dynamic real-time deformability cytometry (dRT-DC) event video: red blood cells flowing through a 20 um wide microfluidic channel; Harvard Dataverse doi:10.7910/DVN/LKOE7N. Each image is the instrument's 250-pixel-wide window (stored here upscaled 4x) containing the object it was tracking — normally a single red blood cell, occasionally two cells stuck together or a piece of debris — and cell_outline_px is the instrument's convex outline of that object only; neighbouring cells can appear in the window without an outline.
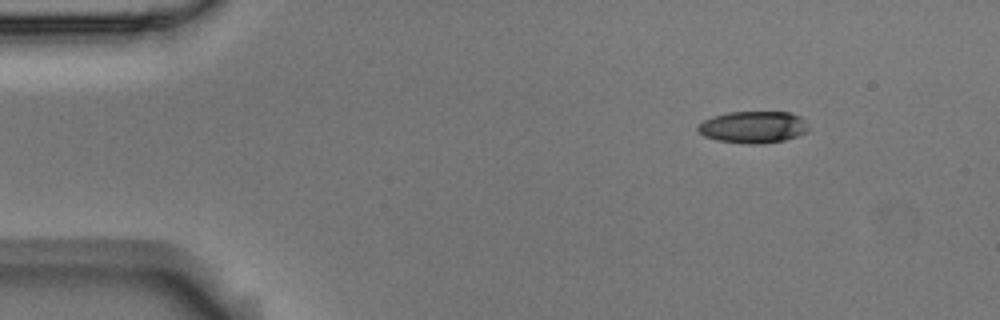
{"species": "Egyptian fruit bat (a non-hibernating species)", "species_latin": "Rousettus aegyptiacus", "temperature_condition": "room temperature", "stored_images_in_passage": 9, "camera_frame_rate_fps": 3000, "um_per_image_px": 0.085, "animal": {"sex": "male"}, "frame": {"image": 1, "passage_image": 1, "time_ms": 0.0, "image_size_px": [1000, 320], "cell_outline_px": [[808, 128], [804, 132], [796, 136], [784, 140], [760, 144], [748, 144], [716, 140], [704, 136], [696, 128], [696, 124], [704, 120], [728, 112], [788, 112], [800, 116], [804, 120]], "centroid_in_image_um": [63.98, 10.8], "position_along_channel_um": 21.0, "area_um2": 20.4}}
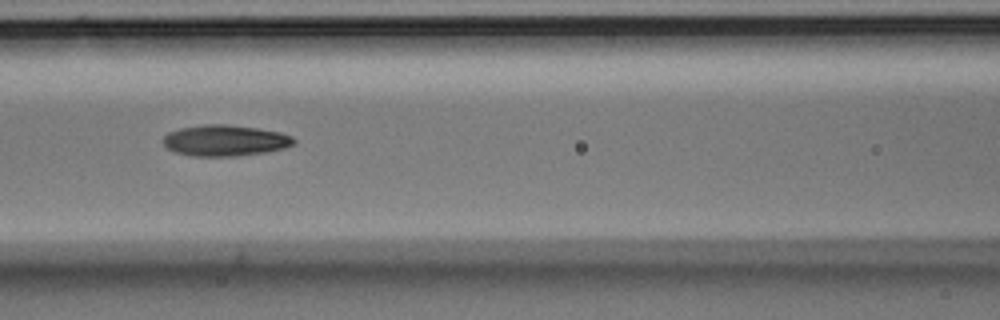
{"frame": {"image": 2, "passage_image": 6, "time_ms": 1.667, "image_size_px": [1000, 320], "cell_outline_px": [[296, 144], [284, 148], [268, 152], [236, 156], [192, 156], [176, 152], [168, 148], [160, 140], [168, 132], [180, 128], [204, 124], [228, 124], [256, 128], [280, 132], [292, 136], [296, 140]], "centroid_in_image_um": [19.14, 11.94], "position_along_channel_um": 147.5, "area_um2": 23.87}}
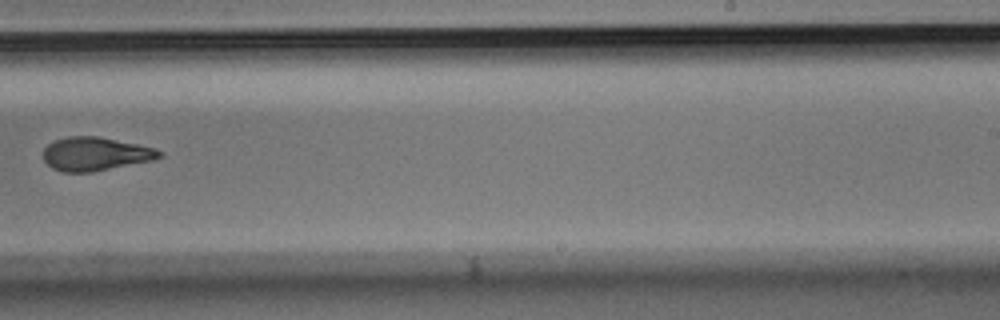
{"frame": {"image": 3, "passage_image": 9, "time_ms": 2.667, "image_size_px": [1000, 320], "cell_outline_px": [[164, 156], [152, 160], [92, 172], [64, 172], [52, 168], [44, 160], [44, 148], [52, 140], [68, 136], [96, 136], [156, 148], [164, 152]], "centroid_in_image_um": [8.11, 13.08], "position_along_channel_um": 280.9, "area_um2": 22.66}}